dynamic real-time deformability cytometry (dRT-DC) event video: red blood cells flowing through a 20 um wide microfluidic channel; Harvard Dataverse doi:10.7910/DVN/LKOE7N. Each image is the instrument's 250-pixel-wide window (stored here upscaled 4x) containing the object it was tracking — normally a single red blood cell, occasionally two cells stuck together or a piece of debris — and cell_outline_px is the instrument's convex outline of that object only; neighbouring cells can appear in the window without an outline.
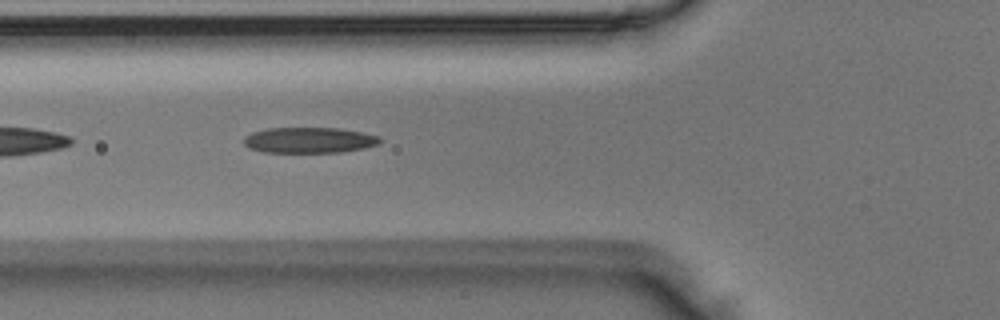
{"species": "Egyptian fruit bat (a non-hibernating species)", "species_latin": "Rousettus aegyptiacus", "temperature_condition": "room temperature", "stored_images_in_passage": 14, "camera_frame_rate_fps": 3000, "um_per_image_px": 0.085, "animal": {"sex": "male"}, "frame": {"image": 1, "passage_image": 5, "time_ms": 1.333, "image_size_px": [1000, 320], "cell_outline_px": [[384, 140], [380, 144], [364, 148], [340, 152], [264, 152], [248, 148], [244, 144], [244, 136], [252, 132], [268, 128], [340, 128], [364, 132], [380, 136]], "centroid_in_image_um": [26.33, 11.91], "position_along_channel_um": 99.5, "area_um2": 20.63}}
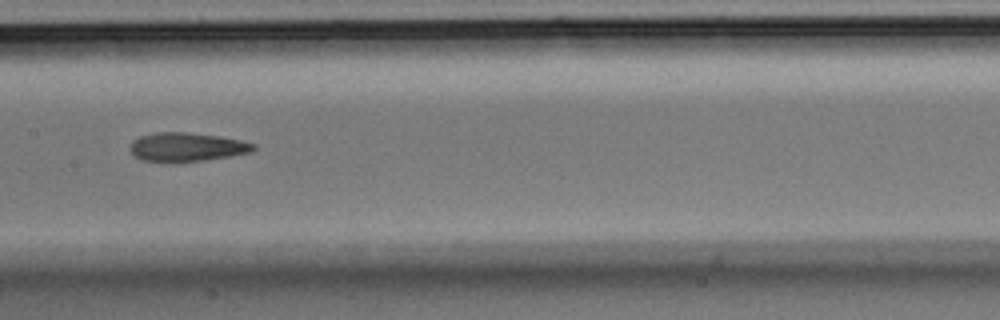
{"frame": {"image": 2, "passage_image": 12, "time_ms": 3.667, "image_size_px": [1000, 320], "cell_outline_px": [[256, 148], [252, 152], [232, 156], [204, 160], [140, 160], [132, 152], [132, 140], [140, 136], [156, 132], [184, 132], [220, 136], [240, 140], [256, 144]], "centroid_in_image_um": [15.95, 12.47], "position_along_channel_um": 191.5, "area_um2": 20.17}}